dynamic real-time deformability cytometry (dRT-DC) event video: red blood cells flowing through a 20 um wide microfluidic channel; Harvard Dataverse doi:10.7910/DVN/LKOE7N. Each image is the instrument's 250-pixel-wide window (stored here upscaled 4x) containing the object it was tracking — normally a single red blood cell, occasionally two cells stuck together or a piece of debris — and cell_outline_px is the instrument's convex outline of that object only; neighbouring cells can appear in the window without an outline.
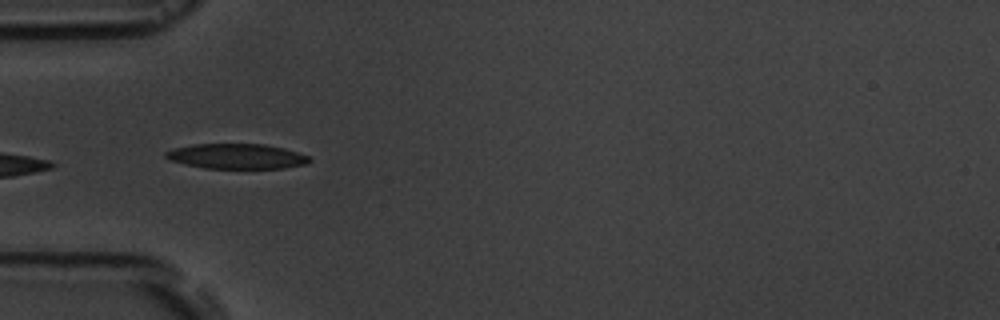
{"species": "common noctule bat (a hibernating species)", "species_latin": "Nyctalus noctula", "temperature_condition": "room temperature", "stored_images_in_passage": 5, "camera_frame_rate_fps": 3000, "um_per_image_px": 0.085, "animal": {"sex": "male", "body_mass_g": 19.5, "forearm_length_mm": 54.6}, "frame": {"image": 1, "passage_image": 4, "time_ms": 4.667, "image_size_px": [1000, 320], "cell_outline_px": [[312, 160], [308, 164], [284, 168], [204, 168], [184, 164], [168, 160], [164, 156], [164, 152], [176, 148], [192, 144], [264, 144], [284, 148], [308, 156]], "centroid_in_image_um": [20.11, 13.29], "position_along_channel_um": 64.9, "area_um2": 21.04}}
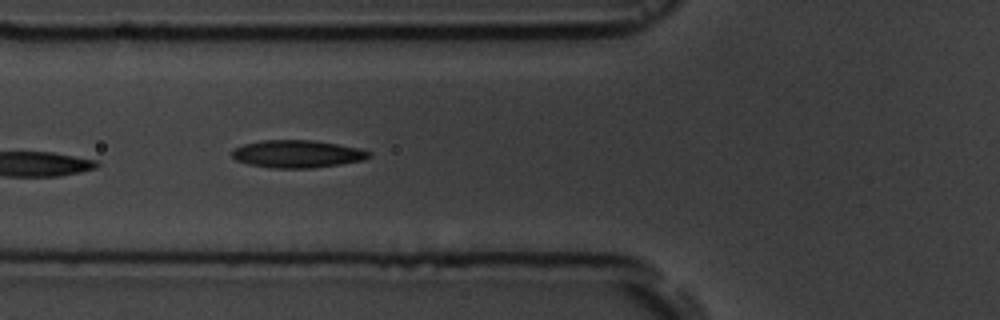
{"frame": {"image": 2, "passage_image": 5, "time_ms": 5.667, "image_size_px": [1000, 320], "cell_outline_px": [[372, 156], [364, 160], [340, 164], [312, 168], [272, 168], [248, 164], [236, 160], [232, 156], [232, 152], [236, 148], [244, 144], [260, 140], [312, 140], [360, 148], [372, 152]], "centroid_in_image_um": [25.3, 13.08], "position_along_channel_um": 100.5, "area_um2": 22.02}}